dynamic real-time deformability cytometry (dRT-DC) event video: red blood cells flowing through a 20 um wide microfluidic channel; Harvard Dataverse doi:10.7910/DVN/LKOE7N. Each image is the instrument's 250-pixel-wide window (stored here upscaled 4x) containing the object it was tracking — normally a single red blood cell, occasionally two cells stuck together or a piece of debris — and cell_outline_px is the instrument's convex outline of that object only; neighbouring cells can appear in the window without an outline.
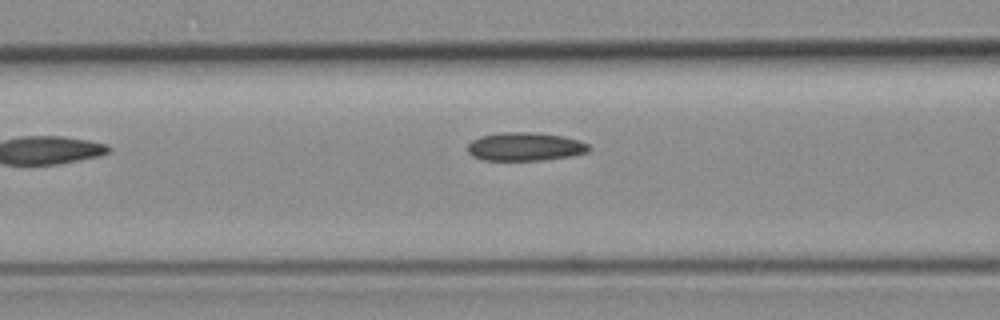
{"species": "common noctule bat (a hibernating species)", "species_latin": "Nyctalus noctula", "temperature_condition": "room temperature", "stored_images_in_passage": 6, "camera_frame_rate_fps": 3000, "um_per_image_px": 0.085, "animal": {"sex": "female", "body_mass_g": 19.3, "forearm_length_mm": 54.1}, "frame": {"image": 1, "passage_image": 6, "time_ms": 5.667, "image_size_px": [1000, 320], "cell_outline_px": [[592, 148], [588, 152], [568, 156], [544, 160], [480, 160], [472, 156], [468, 152], [468, 144], [472, 140], [480, 136], [500, 132], [536, 132], [564, 136], [580, 140], [588, 144]], "centroid_in_image_um": [44.63, 12.46], "position_along_channel_um": 122.0, "area_um2": 20.29}}